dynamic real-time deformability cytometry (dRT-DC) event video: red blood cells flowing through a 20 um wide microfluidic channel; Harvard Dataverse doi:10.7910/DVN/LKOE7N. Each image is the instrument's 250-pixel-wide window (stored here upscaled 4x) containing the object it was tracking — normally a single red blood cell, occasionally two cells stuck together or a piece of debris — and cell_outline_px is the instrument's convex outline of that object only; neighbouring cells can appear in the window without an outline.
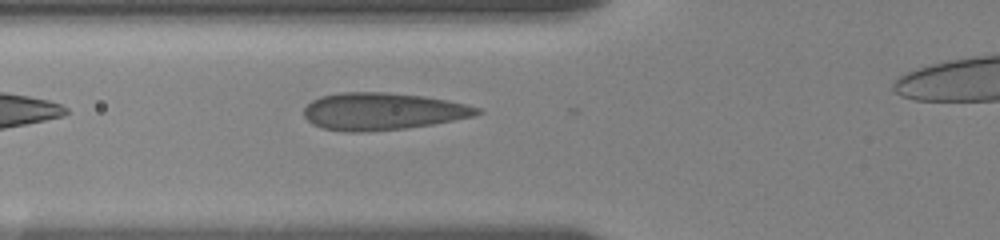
{"species": "human", "species_latin": "Homo sapiens", "temperature_condition": "room temperature", "stored_images_in_passage": 28, "camera_frame_rate_fps": 3000, "um_per_image_px": 0.085, "donor": {"sex": "female"}, "frame": {"image": 1, "passage_image": 3, "time_ms": 1.0, "image_size_px": [1000, 240], "cell_outline_px": [[484, 112], [476, 116], [432, 124], [408, 128], [364, 132], [344, 132], [324, 128], [312, 124], [304, 116], [304, 108], [312, 100], [320, 96], [340, 92], [384, 92], [424, 96], [448, 100], [468, 104], [480, 108]], "centroid_in_image_um": [32.54, 9.46], "position_along_channel_um": 93.3, "area_um2": 37.86}}
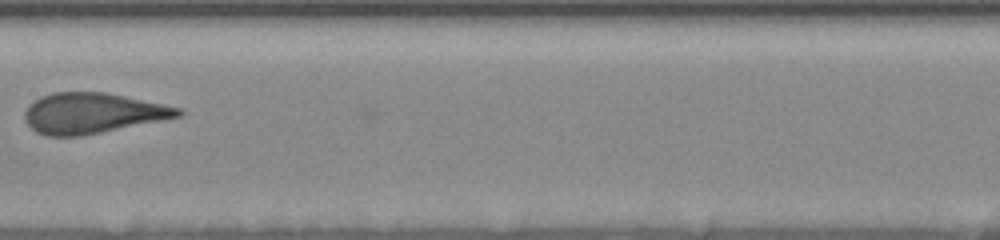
{"frame": {"image": 2, "passage_image": 10, "time_ms": 4.0, "image_size_px": [1000, 240], "cell_outline_px": [[184, 112], [180, 116], [164, 120], [80, 136], [48, 136], [36, 132], [24, 120], [24, 112], [28, 104], [40, 96], [52, 92], [104, 92], [164, 104], [180, 108]], "centroid_in_image_um": [7.83, 9.61], "position_along_channel_um": 199.6, "area_um2": 36.18}}
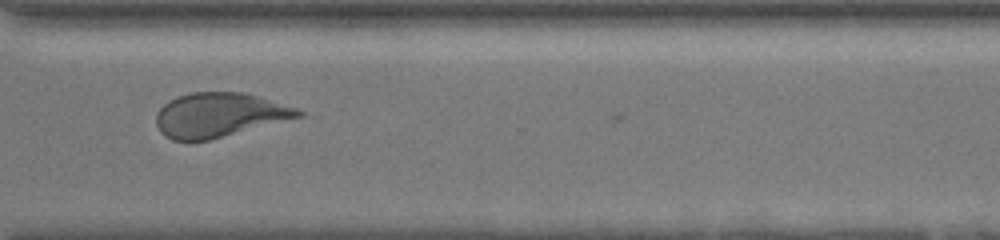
{"frame": {"image": 3, "passage_image": 22, "time_ms": 8.333, "image_size_px": [1000, 240], "cell_outline_px": [[304, 116], [208, 140], [172, 140], [164, 136], [160, 132], [156, 124], [156, 112], [168, 100], [176, 96], [192, 92], [240, 92], [256, 96], [296, 108], [304, 112]], "centroid_in_image_um": [18.59, 9.77], "position_along_channel_um": 352.0, "area_um2": 36.41}}